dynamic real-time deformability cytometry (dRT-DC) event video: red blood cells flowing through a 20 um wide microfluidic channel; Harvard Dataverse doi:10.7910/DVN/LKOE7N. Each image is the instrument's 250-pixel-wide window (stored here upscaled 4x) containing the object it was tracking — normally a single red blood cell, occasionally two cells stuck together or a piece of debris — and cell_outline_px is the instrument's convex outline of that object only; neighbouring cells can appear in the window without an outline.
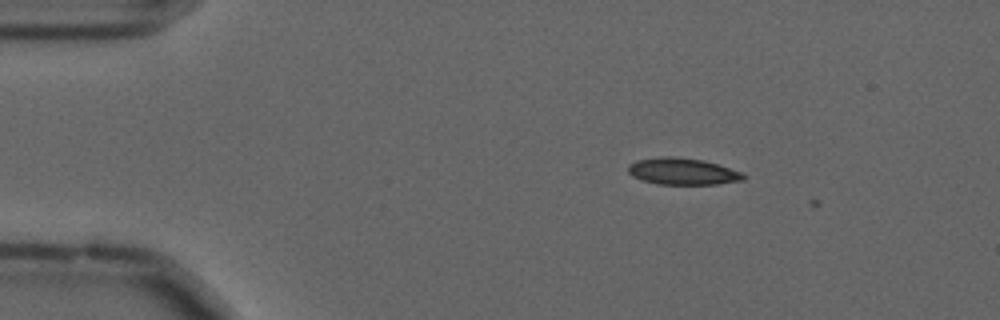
{"species": "common noctule bat (a hibernating species)", "species_latin": "Nyctalus noctula", "temperature_condition": "cold", "stored_images_in_passage": 3, "camera_frame_rate_fps": 3000, "um_per_image_px": 0.085, "animal": {"sex": "male", "forearm_length_mm": 52.5}, "frame": {"image": 1, "passage_image": 2, "time_ms": 0.333, "image_size_px": [1000, 320], "cell_outline_px": [[748, 176], [744, 180], [716, 184], [656, 184], [640, 180], [632, 176], [628, 172], [628, 164], [636, 160], [664, 156], [676, 156], [704, 160], [744, 172]], "centroid_in_image_um": [58.03, 14.56], "position_along_channel_um": 27.0, "area_um2": 18.26}}